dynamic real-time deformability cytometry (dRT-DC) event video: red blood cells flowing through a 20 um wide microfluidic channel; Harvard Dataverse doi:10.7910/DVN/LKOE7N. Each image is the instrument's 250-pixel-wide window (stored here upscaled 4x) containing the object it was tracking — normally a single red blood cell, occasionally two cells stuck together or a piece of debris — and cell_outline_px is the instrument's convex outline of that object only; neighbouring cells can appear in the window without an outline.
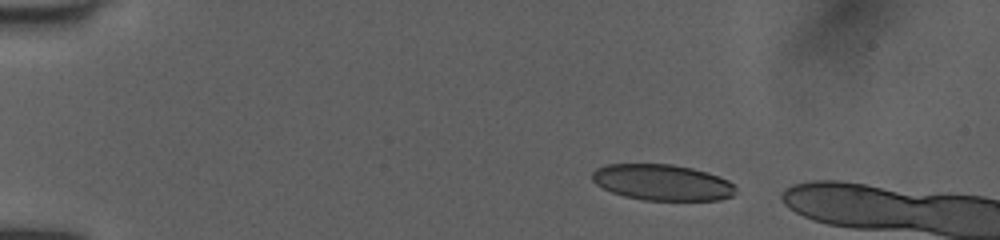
{"species": "human", "species_latin": "Homo sapiens", "temperature_condition": "room temperature", "stored_images_in_passage": 7, "camera_frame_rate_fps": 3000, "um_per_image_px": 0.085, "donor": {"sex": "female"}, "frame": {"image": 1, "passage_image": 1, "time_ms": 0.0, "image_size_px": [1000, 240], "cell_outline_px": [[736, 192], [732, 196], [720, 200], [644, 200], [624, 196], [612, 192], [596, 184], [592, 180], [592, 172], [596, 168], [604, 164], [672, 164], [692, 168], [708, 172], [728, 180], [736, 188]], "centroid_in_image_um": [56.29, 15.5], "position_along_channel_um": 28.7, "area_um2": 30.23}}